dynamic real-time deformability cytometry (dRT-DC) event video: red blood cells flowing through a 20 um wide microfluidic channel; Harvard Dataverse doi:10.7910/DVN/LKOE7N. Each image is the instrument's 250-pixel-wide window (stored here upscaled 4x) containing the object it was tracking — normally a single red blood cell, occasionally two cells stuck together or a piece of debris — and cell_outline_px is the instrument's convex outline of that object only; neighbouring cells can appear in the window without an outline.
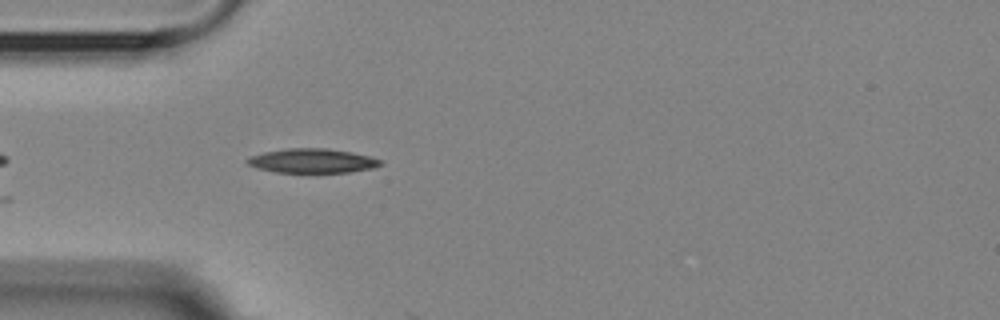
{"species": "Egyptian fruit bat (a non-hibernating species)", "species_latin": "Rousettus aegyptiacus", "temperature_condition": "room temperature", "stored_images_in_passage": 2, "camera_frame_rate_fps": 3000, "um_per_image_px": 0.085, "animal": {"sex": "female"}, "frame": {"image": 1, "passage_image": 2, "time_ms": 1.0, "image_size_px": [1000, 320], "cell_outline_px": [[384, 164], [372, 168], [352, 172], [276, 172], [256, 168], [248, 164], [244, 160], [248, 156], [264, 152], [288, 148], [328, 148], [352, 152], [372, 156], [380, 160]], "centroid_in_image_um": [26.54, 13.66], "position_along_channel_um": 58.5, "area_um2": 19.02}}